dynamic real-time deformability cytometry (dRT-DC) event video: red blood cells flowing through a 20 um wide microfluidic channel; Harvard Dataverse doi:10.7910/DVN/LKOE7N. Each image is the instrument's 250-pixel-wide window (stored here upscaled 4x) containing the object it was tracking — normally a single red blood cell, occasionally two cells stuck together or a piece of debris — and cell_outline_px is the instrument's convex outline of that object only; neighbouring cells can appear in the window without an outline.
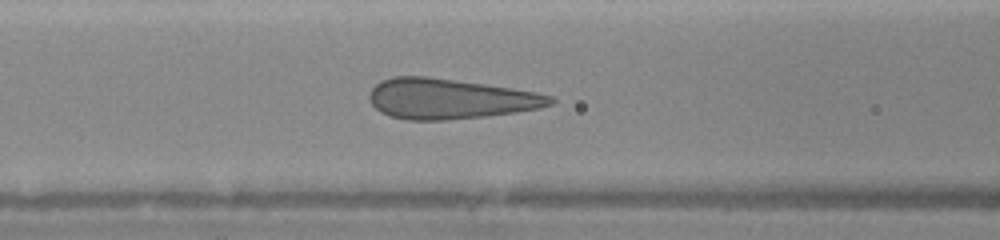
{"species": "human", "species_latin": "Homo sapiens", "temperature_condition": "warm", "stored_images_in_passage": 38, "camera_frame_rate_fps": 3000, "um_per_image_px": 0.085, "donor": {"sex": "female"}, "frame": {"image": 1, "passage_image": 16, "time_ms": 5.667, "image_size_px": [1000, 240], "cell_outline_px": [[556, 100], [552, 104], [540, 108], [484, 116], [448, 120], [404, 120], [380, 112], [368, 100], [368, 96], [372, 88], [380, 80], [392, 76], [428, 76], [512, 88], [536, 92], [552, 96]], "centroid_in_image_um": [38.19, 8.39], "position_along_channel_um": 128.4, "area_um2": 42.48}}
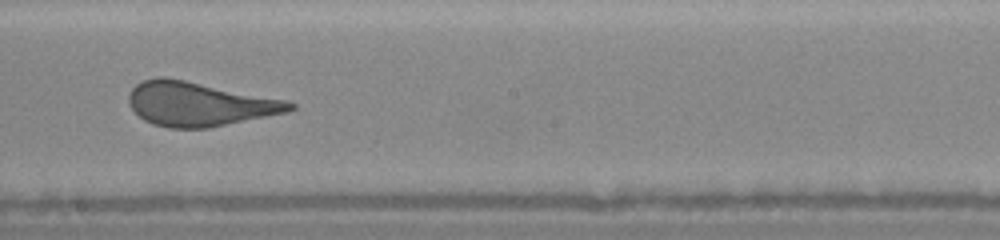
{"frame": {"image": 2, "passage_image": 24, "time_ms": 8.0, "image_size_px": [1000, 240], "cell_outline_px": [[296, 108], [288, 112], [208, 128], [168, 128], [152, 124], [144, 120], [132, 108], [128, 100], [128, 96], [132, 88], [136, 84], [144, 80], [160, 76], [164, 76], [288, 100], [296, 104]], "centroid_in_image_um": [16.95, 8.84], "position_along_channel_um": 231.3, "area_um2": 41.38}}
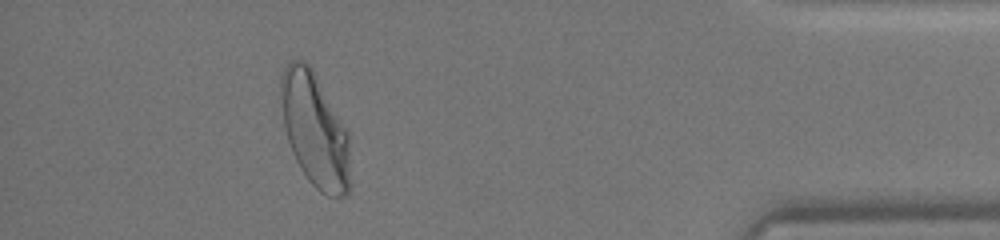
{"frame": {"image": 3, "passage_image": 36, "time_ms": 13.0, "image_size_px": [1000, 240], "cell_outline_px": [[352, 184], [348, 192], [344, 196], [328, 196], [320, 192], [308, 180], [300, 168], [292, 152], [288, 140], [284, 124], [280, 96], [280, 76], [288, 60], [304, 60], [312, 68], [348, 132]], "centroid_in_image_um": [26.77, 11.07], "position_along_channel_um": 408.4, "area_um2": 46.41}}